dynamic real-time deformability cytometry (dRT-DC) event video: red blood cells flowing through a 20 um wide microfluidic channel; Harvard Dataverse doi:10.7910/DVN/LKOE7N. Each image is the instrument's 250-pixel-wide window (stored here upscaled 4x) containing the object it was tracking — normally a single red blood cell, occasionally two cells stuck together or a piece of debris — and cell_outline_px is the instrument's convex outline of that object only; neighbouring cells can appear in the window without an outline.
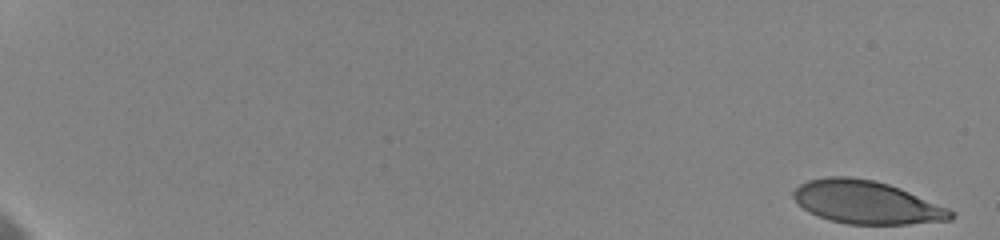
{"species": "human", "species_latin": "Homo sapiens", "temperature_condition": "cold", "stored_images_in_passage": 43, "camera_frame_rate_fps": 3000, "um_per_image_px": 0.085, "donor": {"sex": "female"}, "frame": {"image": 1, "passage_image": 1, "time_ms": 0.0, "image_size_px": [1000, 240], "cell_outline_px": [[956, 216], [952, 220], [908, 224], [848, 224], [828, 220], [808, 212], [792, 196], [792, 192], [800, 184], [808, 180], [824, 176], [848, 176], [876, 180], [900, 188], [948, 208], [956, 212]], "centroid_in_image_um": [73.66, 17.19], "position_along_channel_um": 11.3, "area_um2": 39.65}}
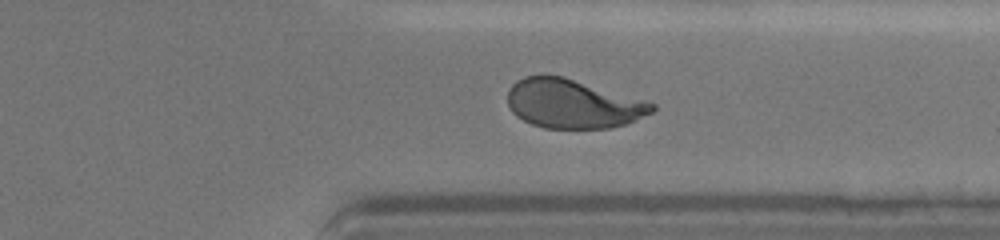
{"frame": {"image": 2, "passage_image": 35, "time_ms": 15.667, "image_size_px": [1000, 240], "cell_outline_px": [[656, 108], [652, 112], [636, 120], [624, 124], [608, 128], [544, 128], [532, 124], [516, 116], [512, 112], [508, 104], [508, 88], [516, 80], [524, 76], [540, 72], [544, 72], [564, 76], [656, 104]], "centroid_in_image_um": [48.62, 8.78], "position_along_channel_um": 362.8, "area_um2": 41.62}}
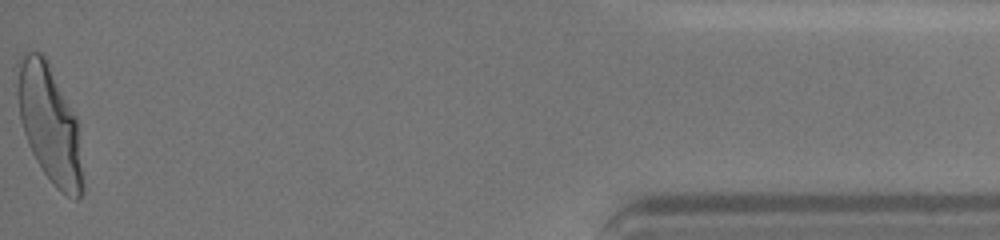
{"frame": {"image": 3, "passage_image": 43, "time_ms": 19.333, "image_size_px": [1000, 240], "cell_outline_px": [[84, 192], [76, 200], [60, 192], [56, 188], [44, 172], [36, 160], [28, 144], [20, 120], [16, 92], [16, 64], [20, 56], [28, 52], [40, 52], [44, 56], [76, 116]], "centroid_in_image_um": [4.18, 10.53], "position_along_channel_um": 431.0, "area_um2": 44.45}, "authors_computed_cell_mechanics": {"area_um2": 42.0206, "velocity_mm_per_s": 3.5914, "shape_relaxation_time_tau1_ms": 3.8034, "shape_relaxation_time_tau2_ms": 0.7669, "deformation_change_tau1": 0.2035, "deformation_change_tau2": 0.08}}